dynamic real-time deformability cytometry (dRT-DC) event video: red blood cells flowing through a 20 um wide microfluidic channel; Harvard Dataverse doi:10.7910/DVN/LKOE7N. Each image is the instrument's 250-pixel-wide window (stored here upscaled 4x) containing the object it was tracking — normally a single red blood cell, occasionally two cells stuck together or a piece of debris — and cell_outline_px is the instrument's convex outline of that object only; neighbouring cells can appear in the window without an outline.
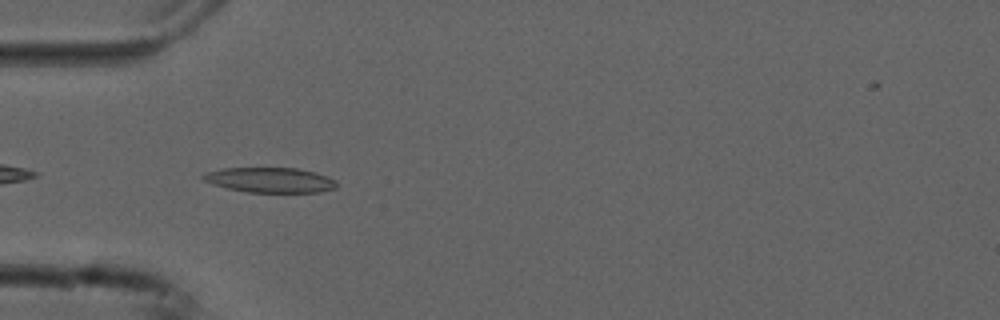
{"species": "common noctule bat (a hibernating species)", "species_latin": "Nyctalus noctula", "temperature_condition": "cold", "stored_images_in_passage": 35, "camera_frame_rate_fps": 3000, "um_per_image_px": 0.085, "animal": {"sex": "male", "forearm_length_mm": 52.5}, "frame": {"image": 1, "passage_image": 3, "time_ms": 0.667, "image_size_px": [1000, 320], "cell_outline_px": [[336, 188], [320, 192], [248, 192], [228, 188], [212, 184], [200, 180], [200, 176], [208, 172], [224, 168], [296, 168], [316, 172], [328, 176], [336, 180]], "centroid_in_image_um": [22.96, 15.3], "position_along_channel_um": 62.0, "area_um2": 19.54}}
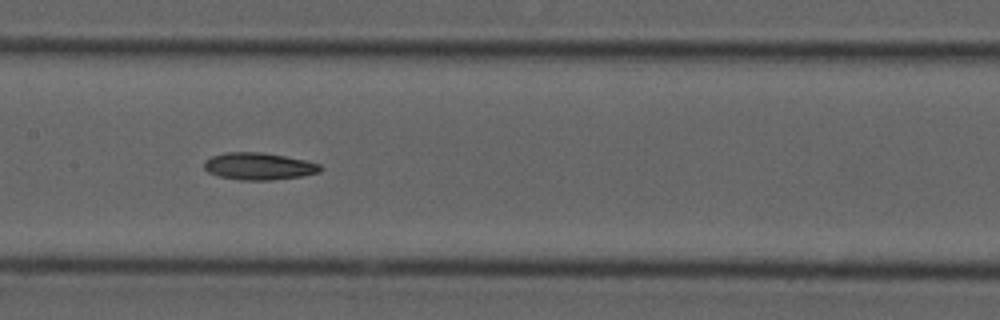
{"frame": {"image": 2, "passage_image": 13, "time_ms": 4.0, "image_size_px": [1000, 320], "cell_outline_px": [[320, 172], [300, 176], [272, 180], [240, 180], [220, 176], [208, 172], [204, 168], [204, 160], [212, 156], [228, 152], [260, 152], [284, 156], [304, 160], [320, 164]], "centroid_in_image_um": [21.96, 14.13], "position_along_channel_um": 185.4, "area_um2": 18.15}}
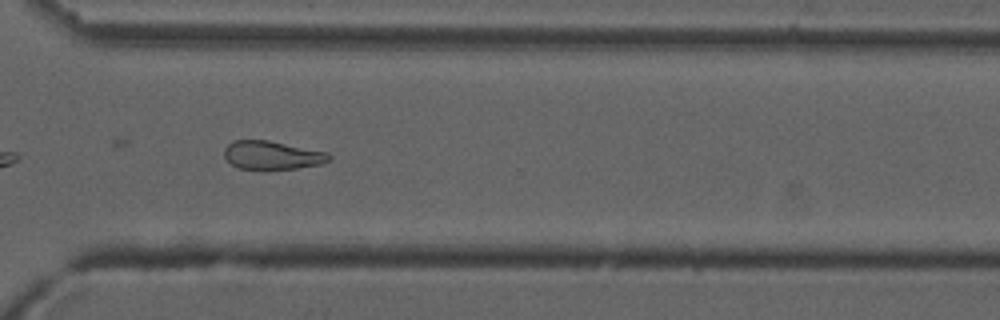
{"frame": {"image": 3, "passage_image": 26, "time_ms": 8.333, "image_size_px": [1000, 320], "cell_outline_px": [[332, 160], [320, 164], [296, 168], [264, 172], [260, 172], [240, 168], [232, 164], [224, 156], [224, 148], [232, 140], [268, 140], [328, 152], [332, 156]], "centroid_in_image_um": [23.13, 13.23], "position_along_channel_um": 347.5, "area_um2": 18.03}}